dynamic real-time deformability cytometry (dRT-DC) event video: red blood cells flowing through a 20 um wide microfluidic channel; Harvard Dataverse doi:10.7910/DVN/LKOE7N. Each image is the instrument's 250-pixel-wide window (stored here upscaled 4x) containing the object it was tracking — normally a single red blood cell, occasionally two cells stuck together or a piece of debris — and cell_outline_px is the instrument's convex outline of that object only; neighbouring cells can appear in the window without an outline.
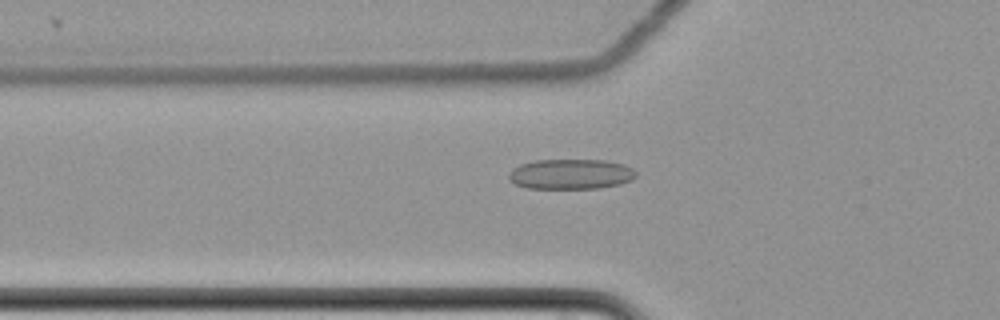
{"species": "common noctule bat (a hibernating species)", "species_latin": "Nyctalus noctula", "temperature_condition": "cold", "stored_images_in_passage": 60, "camera_frame_rate_fps": 3000, "um_per_image_px": 0.085, "animal": {"sex": "female", "body_mass_g": 22.7, "forearm_length_mm": 54.2}, "frame": {"image": 1, "passage_image": 22, "time_ms": 7.0, "image_size_px": [1000, 320], "cell_outline_px": [[636, 176], [632, 180], [620, 184], [600, 188], [528, 188], [516, 184], [508, 180], [508, 176], [512, 168], [520, 164], [532, 160], [604, 160], [624, 164], [632, 168], [636, 172]], "centroid_in_image_um": [48.51, 14.79], "position_along_channel_um": 77.3, "area_um2": 22.48}}
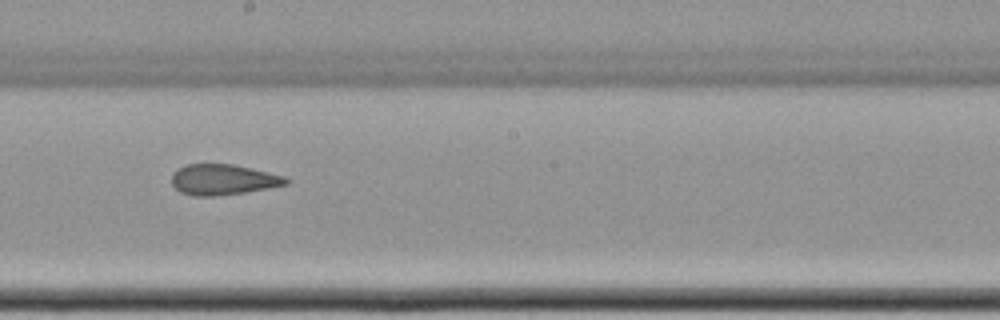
{"frame": {"image": 2, "passage_image": 35, "time_ms": 11.333, "image_size_px": [1000, 320], "cell_outline_px": [[292, 180], [288, 184], [268, 188], [244, 192], [216, 196], [192, 196], [180, 192], [172, 184], [172, 172], [188, 164], [232, 164], [284, 176]], "centroid_in_image_um": [18.96, 15.27], "position_along_channel_um": 229.2, "area_um2": 20.29}}
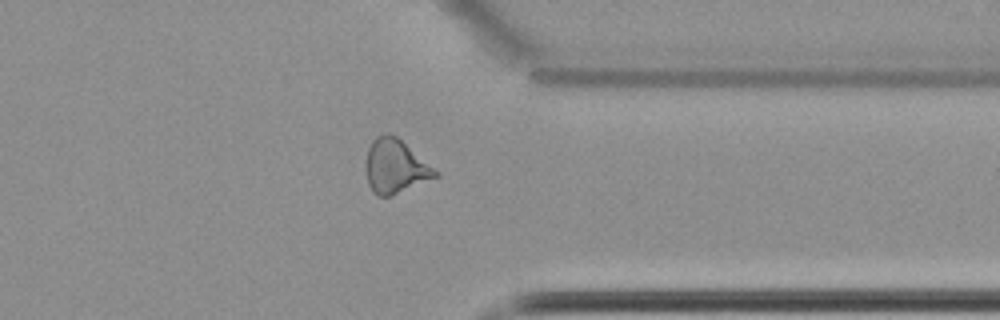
{"frame": {"image": 3, "passage_image": 48, "time_ms": 15.667, "image_size_px": [1000, 320], "cell_outline_px": [[440, 176], [392, 196], [376, 196], [372, 192], [368, 184], [368, 148], [372, 140], [376, 136], [388, 132], [396, 136], [440, 172]], "centroid_in_image_um": [33.65, 14.16], "position_along_channel_um": 377.8, "area_um2": 21.73}, "authors_computed_cell_mechanics": {"area_um2": 21.7906, "velocity_mm_per_s": 3.5061, "shape_relaxation_time_tau1_ms": null, "shape_relaxation_time_tau2_ms": 2.8367, "deformation_change_tau1": null, "deformation_change_tau2": 0.1168}}